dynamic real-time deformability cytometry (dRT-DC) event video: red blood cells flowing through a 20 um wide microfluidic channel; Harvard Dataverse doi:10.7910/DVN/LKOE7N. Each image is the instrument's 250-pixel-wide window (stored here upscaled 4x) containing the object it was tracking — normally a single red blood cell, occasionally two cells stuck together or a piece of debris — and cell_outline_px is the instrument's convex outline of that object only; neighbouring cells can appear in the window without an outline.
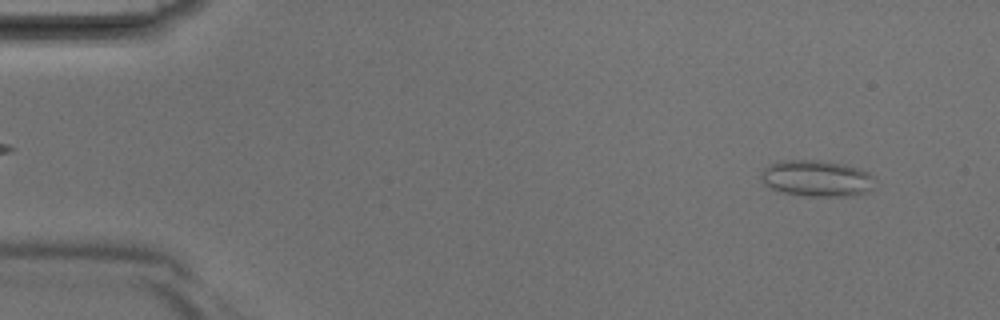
{"species": "Egyptian fruit bat (a non-hibernating species)", "species_latin": "Rousettus aegyptiacus", "temperature_condition": "room temperature", "stored_images_in_passage": 40, "camera_frame_rate_fps": 3000, "um_per_image_px": 0.085, "animal": {"sex": "male"}, "frame": {"image": 1, "passage_image": 3, "time_ms": 0.667, "image_size_px": [1000, 320], "cell_outline_px": [[876, 180], [868, 192], [852, 196], [804, 196], [784, 192], [772, 188], [764, 184], [760, 180], [760, 172], [768, 164], [784, 160], [816, 160], [840, 164], [856, 168], [868, 172]], "centroid_in_image_um": [69.39, 15.17], "position_along_channel_um": 15.6, "area_um2": 24.04}}
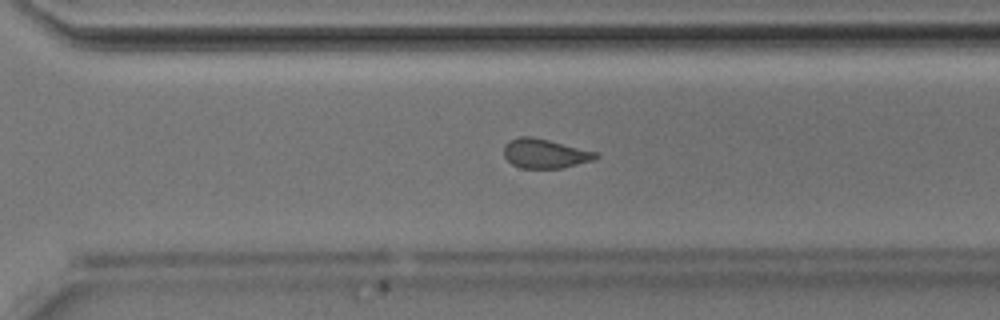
{"frame": {"image": 2, "passage_image": 28, "time_ms": 9.0, "image_size_px": [1000, 320], "cell_outline_px": [[600, 156], [596, 160], [560, 168], [524, 168], [512, 164], [504, 156], [504, 144], [520, 136], [532, 136], [600, 152]], "centroid_in_image_um": [46.39, 13.04], "position_along_channel_um": 324.2, "area_um2": 15.84}}
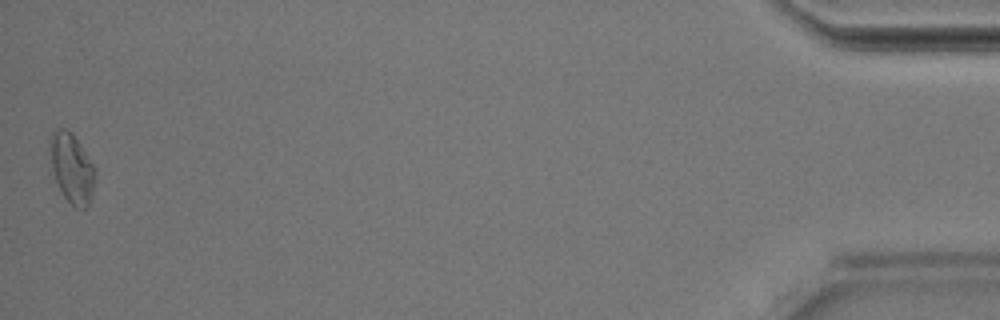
{"frame": {"image": 3, "passage_image": 40, "time_ms": 13.0, "image_size_px": [1000, 320], "cell_outline_px": [[96, 172], [92, 192], [88, 204], [84, 208], [76, 208], [64, 196], [56, 180], [52, 168], [48, 144], [48, 136], [56, 128], [64, 128], [72, 132], [92, 164]], "centroid_in_image_um": [6.06, 14.23], "position_along_channel_um": 429.1, "area_um2": 18.09}}